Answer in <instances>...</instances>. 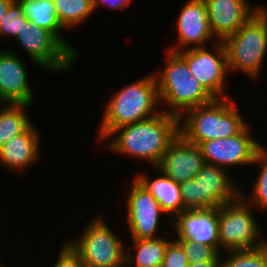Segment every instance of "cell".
<instances>
[{
  "label": "cell",
  "mask_w": 267,
  "mask_h": 267,
  "mask_svg": "<svg viewBox=\"0 0 267 267\" xmlns=\"http://www.w3.org/2000/svg\"><path fill=\"white\" fill-rule=\"evenodd\" d=\"M178 134L179 117L162 111L151 118L113 130L103 142L110 141L107 140L106 144L113 153L141 159L155 168Z\"/></svg>",
  "instance_id": "obj_1"
},
{
  "label": "cell",
  "mask_w": 267,
  "mask_h": 267,
  "mask_svg": "<svg viewBox=\"0 0 267 267\" xmlns=\"http://www.w3.org/2000/svg\"><path fill=\"white\" fill-rule=\"evenodd\" d=\"M115 92V93H114ZM102 114L97 140L105 138L115 129L142 121L162 112L154 73L114 91ZM159 110V111H158Z\"/></svg>",
  "instance_id": "obj_2"
},
{
  "label": "cell",
  "mask_w": 267,
  "mask_h": 267,
  "mask_svg": "<svg viewBox=\"0 0 267 267\" xmlns=\"http://www.w3.org/2000/svg\"><path fill=\"white\" fill-rule=\"evenodd\" d=\"M166 52L163 70L153 72L160 103L166 106L161 110L180 118L191 108L211 103L214 98L190 73L185 60L177 52Z\"/></svg>",
  "instance_id": "obj_3"
},
{
  "label": "cell",
  "mask_w": 267,
  "mask_h": 267,
  "mask_svg": "<svg viewBox=\"0 0 267 267\" xmlns=\"http://www.w3.org/2000/svg\"><path fill=\"white\" fill-rule=\"evenodd\" d=\"M247 125L235 101L228 97L187 110L179 118V133L188 142L199 145L236 135Z\"/></svg>",
  "instance_id": "obj_4"
},
{
  "label": "cell",
  "mask_w": 267,
  "mask_h": 267,
  "mask_svg": "<svg viewBox=\"0 0 267 267\" xmlns=\"http://www.w3.org/2000/svg\"><path fill=\"white\" fill-rule=\"evenodd\" d=\"M228 71H241L252 80L260 77L267 56V8L255 13L236 33L223 41ZM263 65V66H262Z\"/></svg>",
  "instance_id": "obj_5"
},
{
  "label": "cell",
  "mask_w": 267,
  "mask_h": 267,
  "mask_svg": "<svg viewBox=\"0 0 267 267\" xmlns=\"http://www.w3.org/2000/svg\"><path fill=\"white\" fill-rule=\"evenodd\" d=\"M229 170L205 164L194 178L180 183L181 199L185 210L218 208L241 196Z\"/></svg>",
  "instance_id": "obj_6"
},
{
  "label": "cell",
  "mask_w": 267,
  "mask_h": 267,
  "mask_svg": "<svg viewBox=\"0 0 267 267\" xmlns=\"http://www.w3.org/2000/svg\"><path fill=\"white\" fill-rule=\"evenodd\" d=\"M89 222L78 238L66 240L85 267L125 266L126 247L122 239L100 214Z\"/></svg>",
  "instance_id": "obj_7"
},
{
  "label": "cell",
  "mask_w": 267,
  "mask_h": 267,
  "mask_svg": "<svg viewBox=\"0 0 267 267\" xmlns=\"http://www.w3.org/2000/svg\"><path fill=\"white\" fill-rule=\"evenodd\" d=\"M253 209L241 196L218 207L219 253L263 246L264 240Z\"/></svg>",
  "instance_id": "obj_8"
},
{
  "label": "cell",
  "mask_w": 267,
  "mask_h": 267,
  "mask_svg": "<svg viewBox=\"0 0 267 267\" xmlns=\"http://www.w3.org/2000/svg\"><path fill=\"white\" fill-rule=\"evenodd\" d=\"M15 41L25 50L39 68L45 70L70 71L76 57L49 31L27 21Z\"/></svg>",
  "instance_id": "obj_9"
},
{
  "label": "cell",
  "mask_w": 267,
  "mask_h": 267,
  "mask_svg": "<svg viewBox=\"0 0 267 267\" xmlns=\"http://www.w3.org/2000/svg\"><path fill=\"white\" fill-rule=\"evenodd\" d=\"M177 53L185 60L190 73L214 99L229 97L225 93L229 71L223 42L215 41L210 49L206 46L195 47Z\"/></svg>",
  "instance_id": "obj_10"
},
{
  "label": "cell",
  "mask_w": 267,
  "mask_h": 267,
  "mask_svg": "<svg viewBox=\"0 0 267 267\" xmlns=\"http://www.w3.org/2000/svg\"><path fill=\"white\" fill-rule=\"evenodd\" d=\"M248 125L238 134L201 142L198 146L206 164L224 169L253 165L257 149L262 145L253 137Z\"/></svg>",
  "instance_id": "obj_11"
},
{
  "label": "cell",
  "mask_w": 267,
  "mask_h": 267,
  "mask_svg": "<svg viewBox=\"0 0 267 267\" xmlns=\"http://www.w3.org/2000/svg\"><path fill=\"white\" fill-rule=\"evenodd\" d=\"M131 182V189L126 196V221L131 233L130 239L160 237L158 232L160 221H162V216H167V214L162 210L159 202L136 178L133 177Z\"/></svg>",
  "instance_id": "obj_12"
},
{
  "label": "cell",
  "mask_w": 267,
  "mask_h": 267,
  "mask_svg": "<svg viewBox=\"0 0 267 267\" xmlns=\"http://www.w3.org/2000/svg\"><path fill=\"white\" fill-rule=\"evenodd\" d=\"M176 22L178 39L167 50L179 52L195 47H205L206 42H211V39L215 38L209 26L204 0L186 1Z\"/></svg>",
  "instance_id": "obj_13"
},
{
  "label": "cell",
  "mask_w": 267,
  "mask_h": 267,
  "mask_svg": "<svg viewBox=\"0 0 267 267\" xmlns=\"http://www.w3.org/2000/svg\"><path fill=\"white\" fill-rule=\"evenodd\" d=\"M12 49L0 51V103L33 105L25 61Z\"/></svg>",
  "instance_id": "obj_14"
},
{
  "label": "cell",
  "mask_w": 267,
  "mask_h": 267,
  "mask_svg": "<svg viewBox=\"0 0 267 267\" xmlns=\"http://www.w3.org/2000/svg\"><path fill=\"white\" fill-rule=\"evenodd\" d=\"M209 26L216 41L223 42L236 33L263 6L249 0H204Z\"/></svg>",
  "instance_id": "obj_15"
},
{
  "label": "cell",
  "mask_w": 267,
  "mask_h": 267,
  "mask_svg": "<svg viewBox=\"0 0 267 267\" xmlns=\"http://www.w3.org/2000/svg\"><path fill=\"white\" fill-rule=\"evenodd\" d=\"M173 219L176 239L211 246L219 252L218 208L184 210Z\"/></svg>",
  "instance_id": "obj_16"
},
{
  "label": "cell",
  "mask_w": 267,
  "mask_h": 267,
  "mask_svg": "<svg viewBox=\"0 0 267 267\" xmlns=\"http://www.w3.org/2000/svg\"><path fill=\"white\" fill-rule=\"evenodd\" d=\"M205 164L199 146L188 142L179 133L169 144L157 168L180 184L194 178Z\"/></svg>",
  "instance_id": "obj_17"
},
{
  "label": "cell",
  "mask_w": 267,
  "mask_h": 267,
  "mask_svg": "<svg viewBox=\"0 0 267 267\" xmlns=\"http://www.w3.org/2000/svg\"><path fill=\"white\" fill-rule=\"evenodd\" d=\"M39 131L32 123L24 132L12 137L0 147V164L12 172H21L34 164L40 153Z\"/></svg>",
  "instance_id": "obj_18"
},
{
  "label": "cell",
  "mask_w": 267,
  "mask_h": 267,
  "mask_svg": "<svg viewBox=\"0 0 267 267\" xmlns=\"http://www.w3.org/2000/svg\"><path fill=\"white\" fill-rule=\"evenodd\" d=\"M155 169L161 175L155 177L154 180L143 172H139L135 178L152 194L162 210L173 220L177 214L185 210L181 199L180 185L157 167Z\"/></svg>",
  "instance_id": "obj_19"
},
{
  "label": "cell",
  "mask_w": 267,
  "mask_h": 267,
  "mask_svg": "<svg viewBox=\"0 0 267 267\" xmlns=\"http://www.w3.org/2000/svg\"><path fill=\"white\" fill-rule=\"evenodd\" d=\"M22 7L23 15L33 25L51 32L76 58L77 50L61 35L64 29L57 19L53 0H16Z\"/></svg>",
  "instance_id": "obj_20"
},
{
  "label": "cell",
  "mask_w": 267,
  "mask_h": 267,
  "mask_svg": "<svg viewBox=\"0 0 267 267\" xmlns=\"http://www.w3.org/2000/svg\"><path fill=\"white\" fill-rule=\"evenodd\" d=\"M125 255V265L127 267H161L169 238L164 237L149 239H131ZM135 250V255L131 254V249Z\"/></svg>",
  "instance_id": "obj_21"
},
{
  "label": "cell",
  "mask_w": 267,
  "mask_h": 267,
  "mask_svg": "<svg viewBox=\"0 0 267 267\" xmlns=\"http://www.w3.org/2000/svg\"><path fill=\"white\" fill-rule=\"evenodd\" d=\"M31 105L0 103V147L24 132L31 124L25 109Z\"/></svg>",
  "instance_id": "obj_22"
},
{
  "label": "cell",
  "mask_w": 267,
  "mask_h": 267,
  "mask_svg": "<svg viewBox=\"0 0 267 267\" xmlns=\"http://www.w3.org/2000/svg\"><path fill=\"white\" fill-rule=\"evenodd\" d=\"M57 19L65 29H74L95 11L93 0H53Z\"/></svg>",
  "instance_id": "obj_23"
},
{
  "label": "cell",
  "mask_w": 267,
  "mask_h": 267,
  "mask_svg": "<svg viewBox=\"0 0 267 267\" xmlns=\"http://www.w3.org/2000/svg\"><path fill=\"white\" fill-rule=\"evenodd\" d=\"M253 164H259L261 170L252 183L251 195L247 196L241 191V197L257 211L267 210V148L263 144L257 149Z\"/></svg>",
  "instance_id": "obj_24"
},
{
  "label": "cell",
  "mask_w": 267,
  "mask_h": 267,
  "mask_svg": "<svg viewBox=\"0 0 267 267\" xmlns=\"http://www.w3.org/2000/svg\"><path fill=\"white\" fill-rule=\"evenodd\" d=\"M221 255V267H267V242L258 248L228 251Z\"/></svg>",
  "instance_id": "obj_25"
},
{
  "label": "cell",
  "mask_w": 267,
  "mask_h": 267,
  "mask_svg": "<svg viewBox=\"0 0 267 267\" xmlns=\"http://www.w3.org/2000/svg\"><path fill=\"white\" fill-rule=\"evenodd\" d=\"M27 21L21 5L15 0L0 23V38L9 36L15 39Z\"/></svg>",
  "instance_id": "obj_26"
},
{
  "label": "cell",
  "mask_w": 267,
  "mask_h": 267,
  "mask_svg": "<svg viewBox=\"0 0 267 267\" xmlns=\"http://www.w3.org/2000/svg\"><path fill=\"white\" fill-rule=\"evenodd\" d=\"M175 240L184 249L189 264L197 261H221V254L214 247L200 245L191 240Z\"/></svg>",
  "instance_id": "obj_27"
},
{
  "label": "cell",
  "mask_w": 267,
  "mask_h": 267,
  "mask_svg": "<svg viewBox=\"0 0 267 267\" xmlns=\"http://www.w3.org/2000/svg\"><path fill=\"white\" fill-rule=\"evenodd\" d=\"M188 265L184 249L176 240L171 239L167 245L161 267H188Z\"/></svg>",
  "instance_id": "obj_28"
},
{
  "label": "cell",
  "mask_w": 267,
  "mask_h": 267,
  "mask_svg": "<svg viewBox=\"0 0 267 267\" xmlns=\"http://www.w3.org/2000/svg\"><path fill=\"white\" fill-rule=\"evenodd\" d=\"M56 263L52 267H85L80 257L64 242L60 247Z\"/></svg>",
  "instance_id": "obj_29"
},
{
  "label": "cell",
  "mask_w": 267,
  "mask_h": 267,
  "mask_svg": "<svg viewBox=\"0 0 267 267\" xmlns=\"http://www.w3.org/2000/svg\"><path fill=\"white\" fill-rule=\"evenodd\" d=\"M133 0H93L94 11L101 5L113 10H125Z\"/></svg>",
  "instance_id": "obj_30"
},
{
  "label": "cell",
  "mask_w": 267,
  "mask_h": 267,
  "mask_svg": "<svg viewBox=\"0 0 267 267\" xmlns=\"http://www.w3.org/2000/svg\"><path fill=\"white\" fill-rule=\"evenodd\" d=\"M188 267H221V261H197Z\"/></svg>",
  "instance_id": "obj_31"
},
{
  "label": "cell",
  "mask_w": 267,
  "mask_h": 267,
  "mask_svg": "<svg viewBox=\"0 0 267 267\" xmlns=\"http://www.w3.org/2000/svg\"><path fill=\"white\" fill-rule=\"evenodd\" d=\"M14 1L15 0H0V23L2 19L6 16V13L8 12L10 5Z\"/></svg>",
  "instance_id": "obj_32"
},
{
  "label": "cell",
  "mask_w": 267,
  "mask_h": 267,
  "mask_svg": "<svg viewBox=\"0 0 267 267\" xmlns=\"http://www.w3.org/2000/svg\"><path fill=\"white\" fill-rule=\"evenodd\" d=\"M0 259H1V257H0ZM0 267H6V266H3L1 260H0Z\"/></svg>",
  "instance_id": "obj_33"
}]
</instances>
